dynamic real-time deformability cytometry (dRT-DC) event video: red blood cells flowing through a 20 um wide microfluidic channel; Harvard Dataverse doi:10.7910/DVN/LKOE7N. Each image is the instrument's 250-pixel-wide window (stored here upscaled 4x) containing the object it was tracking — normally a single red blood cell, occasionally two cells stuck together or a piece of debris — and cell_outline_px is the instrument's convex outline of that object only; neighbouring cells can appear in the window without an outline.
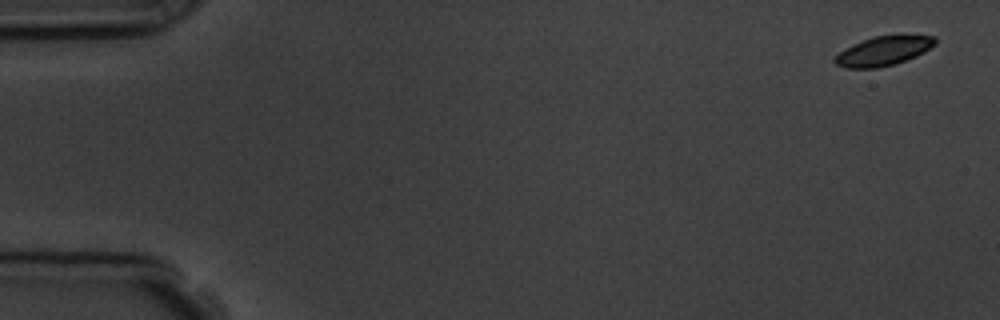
{"species": "common noctule bat (a hibernating species)", "species_latin": "Nyctalus noctula", "temperature_condition": "room temperature", "stored_images_in_passage": 5, "camera_frame_rate_fps": 3000, "um_per_image_px": 0.085, "animal": {"sex": "male", "body_mass_g": 19.5, "forearm_length_mm": 54.6}, "frame": {"image": 1, "passage_image": 1, "time_ms": 0.0, "image_size_px": [1000, 320], "cell_outline_px": [[936, 44], [924, 52], [916, 56], [892, 64], [876, 68], [848, 68], [836, 64], [832, 60], [832, 56], [872, 36], [936, 36]], "centroid_in_image_um": [75.07, 4.34], "position_along_channel_um": 9.9, "area_um2": 16.65}}
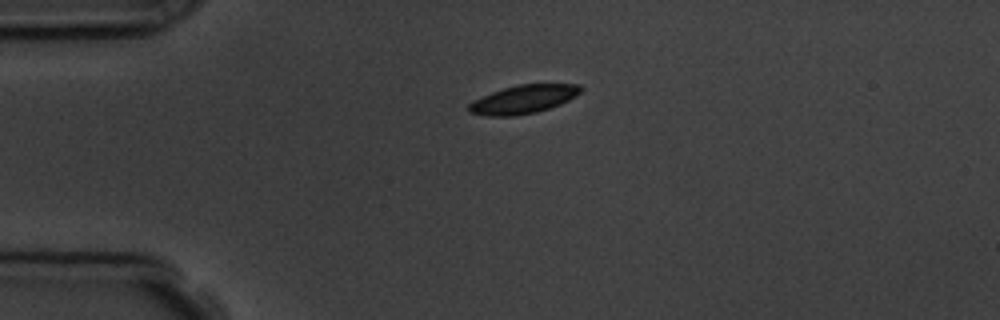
{"frame": {"image": 2, "passage_image": 4, "time_ms": 3.667, "image_size_px": [1000, 320], "cell_outline_px": [[584, 88], [576, 96], [560, 104], [536, 112], [516, 116], [488, 116], [468, 112], [468, 104], [472, 100], [492, 92], [516, 84], [580, 84]], "centroid_in_image_um": [44.48, 8.44], "position_along_channel_um": 40.5, "area_um2": 18.61}}
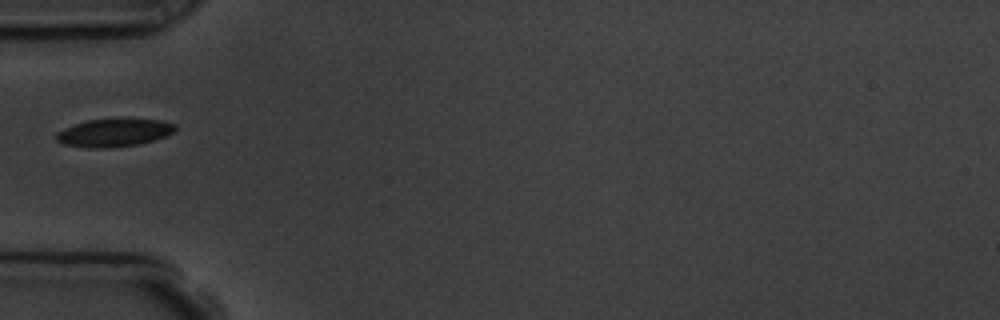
{"frame": {"image": 3, "passage_image": 5, "time_ms": 5.333, "image_size_px": [1000, 320], "cell_outline_px": [[176, 128], [172, 132], [164, 136], [152, 140], [136, 144], [108, 148], [88, 148], [64, 144], [56, 140], [56, 132], [64, 128], [88, 120], [124, 116], [164, 120], [176, 124]], "centroid_in_image_um": [9.71, 11.23], "position_along_channel_um": 75.3, "area_um2": 19.94}}